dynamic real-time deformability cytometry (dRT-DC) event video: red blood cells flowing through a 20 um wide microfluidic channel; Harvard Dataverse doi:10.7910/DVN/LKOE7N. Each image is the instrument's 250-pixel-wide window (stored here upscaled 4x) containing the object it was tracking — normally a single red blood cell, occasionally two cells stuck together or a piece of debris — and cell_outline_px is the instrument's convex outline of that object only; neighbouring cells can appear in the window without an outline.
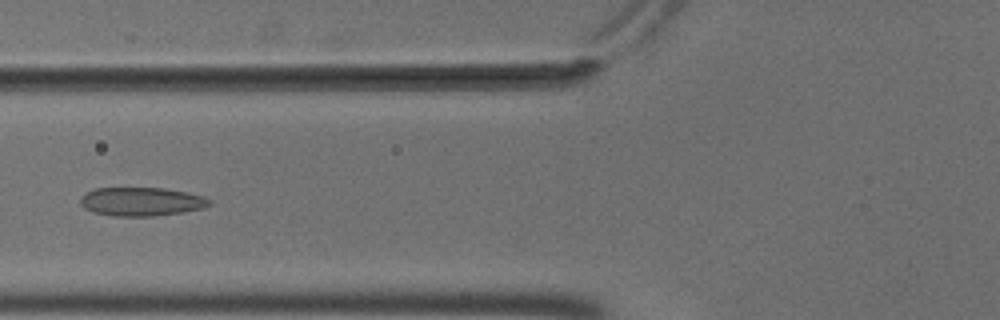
{"species": "common noctule bat (a hibernating species)", "species_latin": "Nyctalus noctula", "temperature_condition": "cold", "stored_images_in_passage": 8, "camera_frame_rate_fps": 3000, "um_per_image_px": 0.085, "animal": {"sex": "male", "body_mass_g": 18.8}, "frame": {"image": 1, "passage_image": 6, "time_ms": 1.667, "image_size_px": [1000, 320], "cell_outline_px": [[212, 204], [204, 208], [184, 212], [156, 216], [112, 216], [92, 212], [84, 208], [80, 204], [80, 200], [88, 192], [96, 188], [164, 188], [188, 192], [204, 196], [212, 200]], "centroid_in_image_um": [12.08, 17.14], "position_along_channel_um": 113.7, "area_um2": 21.73}}
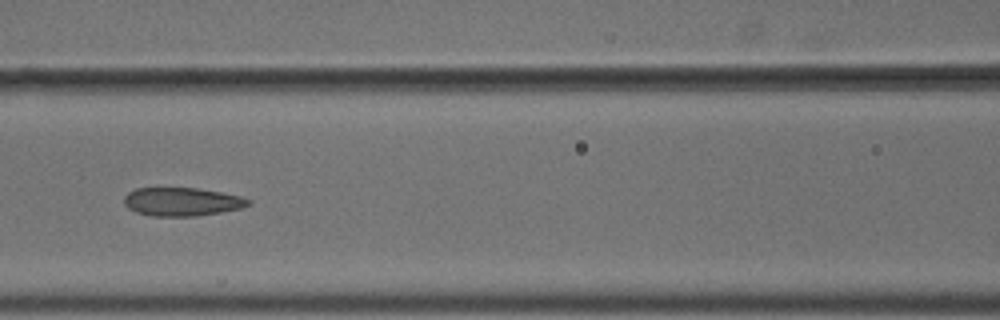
{"frame": {"image": 2, "passage_image": 7, "time_ms": 2.0, "image_size_px": [1000, 320], "cell_outline_px": [[248, 204], [240, 208], [220, 212], [196, 216], [148, 216], [136, 212], [128, 208], [124, 204], [124, 196], [128, 192], [136, 188], [196, 188], [220, 192], [240, 196], [248, 200]], "centroid_in_image_um": [15.38, 17.15], "position_along_channel_um": 151.2, "area_um2": 20.4}}
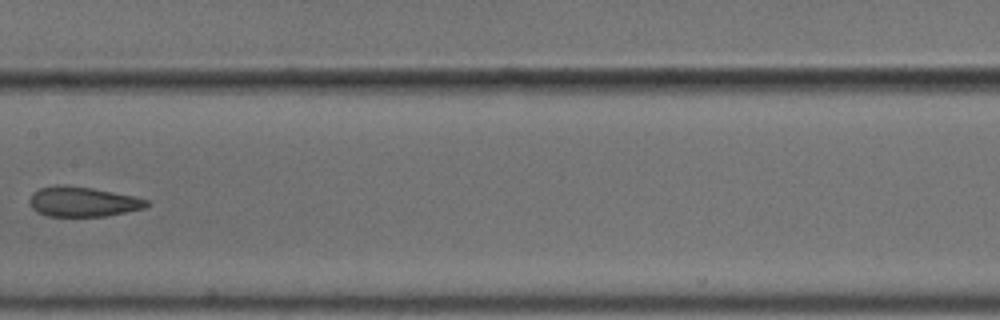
{"frame": {"image": 3, "passage_image": 8, "time_ms": 2.333, "image_size_px": [1000, 320], "cell_outline_px": [[148, 204], [144, 208], [104, 216], [48, 216], [36, 212], [32, 208], [28, 200], [40, 188], [52, 184], [64, 184], [92, 188], [132, 196], [148, 200]], "centroid_in_image_um": [6.98, 17.14], "position_along_channel_um": 200.4, "area_um2": 20.23}}